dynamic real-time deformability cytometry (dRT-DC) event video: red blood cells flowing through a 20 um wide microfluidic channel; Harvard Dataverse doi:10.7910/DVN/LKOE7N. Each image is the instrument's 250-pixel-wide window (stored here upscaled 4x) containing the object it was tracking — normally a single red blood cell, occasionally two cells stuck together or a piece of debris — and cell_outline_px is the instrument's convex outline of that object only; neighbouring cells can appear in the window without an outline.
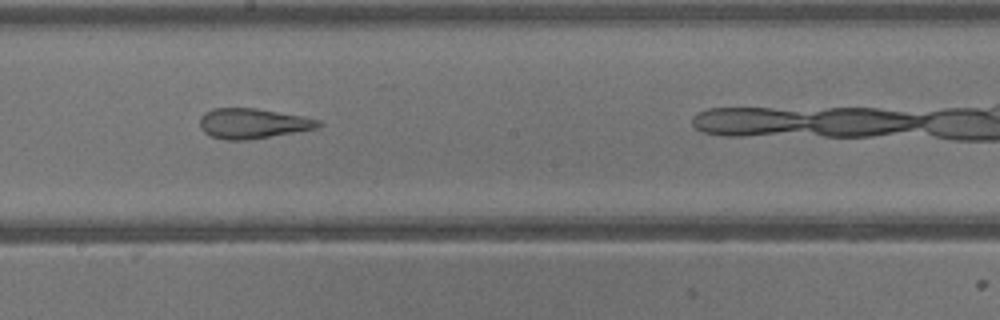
{"species": "common noctule bat (a hibernating species)", "species_latin": "Nyctalus noctula", "temperature_condition": "warm", "stored_images_in_passage": 24, "camera_frame_rate_fps": 3000, "um_per_image_px": 0.085, "animal": {"sex": "male", "body_mass_g": 13.3}, "frame": {"image": 1, "passage_image": 14, "time_ms": 4.333, "image_size_px": [1000, 320], "cell_outline_px": [[324, 124], [320, 128], [248, 140], [224, 140], [212, 136], [204, 132], [200, 128], [200, 116], [204, 112], [212, 108], [256, 108], [304, 116], [320, 120]], "centroid_in_image_um": [21.51, 10.49], "position_along_channel_um": 226.7, "area_um2": 21.1}}
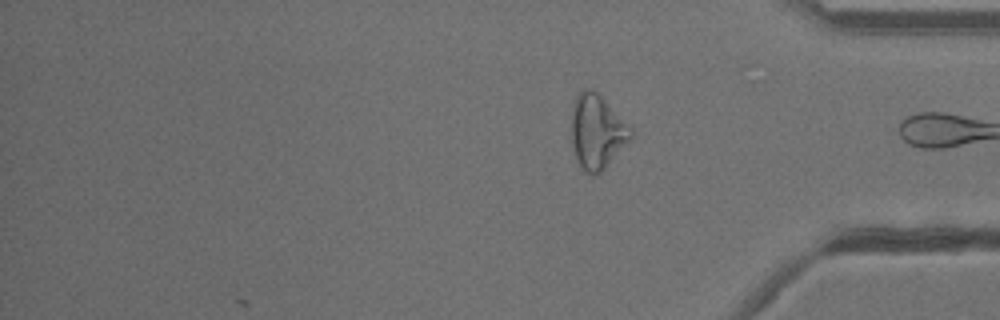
{"frame": {"image": 2, "passage_image": 24, "time_ms": 7.667, "image_size_px": [1000, 320], "cell_outline_px": [[632, 140], [600, 172], [592, 176], [588, 176], [584, 172], [576, 160], [572, 144], [572, 104], [576, 96], [584, 88], [592, 88], [632, 128]], "centroid_in_image_um": [50.74, 11.22], "position_along_channel_um": 384.5, "area_um2": 25.72}}